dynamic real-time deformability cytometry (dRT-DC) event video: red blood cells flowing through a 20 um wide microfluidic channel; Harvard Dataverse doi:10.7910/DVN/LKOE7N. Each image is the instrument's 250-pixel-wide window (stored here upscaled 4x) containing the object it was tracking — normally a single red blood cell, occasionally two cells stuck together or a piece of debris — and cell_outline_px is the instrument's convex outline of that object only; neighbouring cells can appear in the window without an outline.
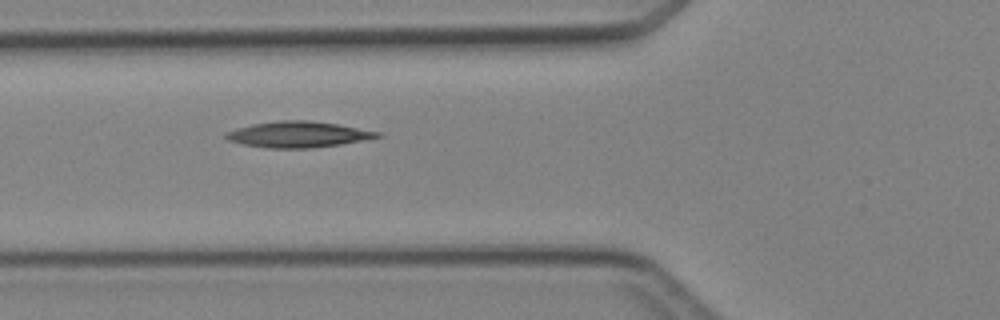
{"species": "Egyptian fruit bat (a non-hibernating species)", "species_latin": "Rousettus aegyptiacus", "temperature_condition": "cold", "stored_images_in_passage": 6, "camera_frame_rate_fps": 3000, "um_per_image_px": 0.085, "animal": {"sex": "female"}, "frame": {"image": 1, "passage_image": 6, "time_ms": 5.667, "image_size_px": [1000, 320], "cell_outline_px": [[384, 136], [340, 144], [308, 148], [268, 148], [240, 144], [228, 140], [224, 136], [224, 132], [236, 128], [252, 124], [280, 120], [308, 120], [336, 124], [380, 132]], "centroid_in_image_um": [25.28, 11.42], "position_along_channel_um": 100.5, "area_um2": 22.83}}